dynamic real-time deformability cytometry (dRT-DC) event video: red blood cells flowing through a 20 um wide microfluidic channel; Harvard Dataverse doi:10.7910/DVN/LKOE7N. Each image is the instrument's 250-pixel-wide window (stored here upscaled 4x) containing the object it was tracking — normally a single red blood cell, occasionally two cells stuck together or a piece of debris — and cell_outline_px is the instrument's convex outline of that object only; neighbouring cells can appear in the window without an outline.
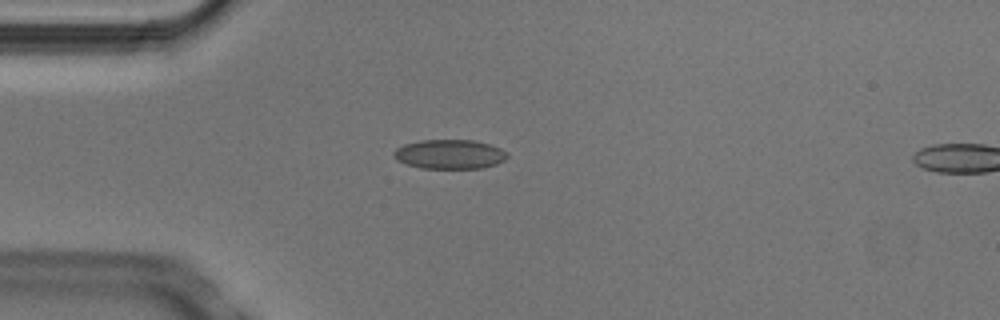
{"species": "Egyptian fruit bat (a non-hibernating species)", "species_latin": "Rousettus aegyptiacus", "temperature_condition": "cold", "stored_images_in_passage": 4, "camera_frame_rate_fps": 3000, "um_per_image_px": 0.085, "animal": {"sex": "male"}, "frame": {"image": 1, "passage_image": 3, "time_ms": 0.667, "image_size_px": [1000, 320], "cell_outline_px": [[508, 156], [504, 160], [496, 164], [480, 168], [420, 168], [396, 160], [392, 156], [392, 152], [396, 148], [404, 144], [420, 140], [476, 140], [500, 148], [508, 152]], "centroid_in_image_um": [38.2, 13.1], "position_along_channel_um": 46.8, "area_um2": 19.48}}